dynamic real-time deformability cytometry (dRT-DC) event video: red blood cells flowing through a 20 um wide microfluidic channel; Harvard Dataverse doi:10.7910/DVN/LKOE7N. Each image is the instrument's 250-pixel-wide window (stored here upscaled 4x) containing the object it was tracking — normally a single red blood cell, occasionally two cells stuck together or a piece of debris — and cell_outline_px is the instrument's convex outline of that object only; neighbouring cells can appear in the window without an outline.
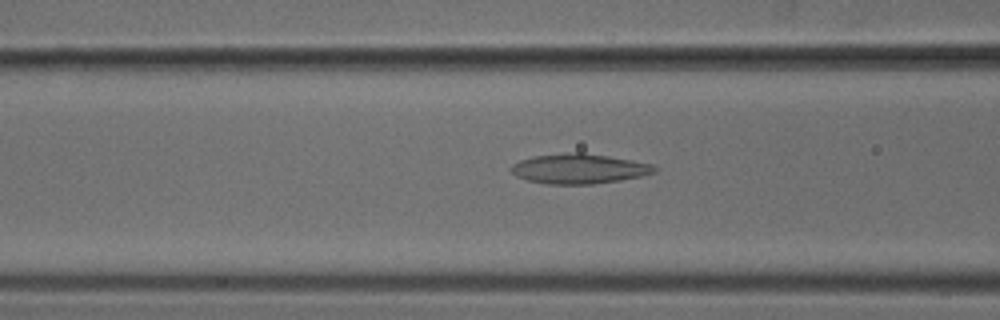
{"species": "common noctule bat (a hibernating species)", "species_latin": "Nyctalus noctula", "temperature_condition": "cold", "stored_images_in_passage": 51, "camera_frame_rate_fps": 3000, "um_per_image_px": 0.085, "animal": {"sex": "male", "body_mass_g": 18.8}, "frame": {"image": 1, "passage_image": 20, "time_ms": 6.333, "image_size_px": [1000, 320], "cell_outline_px": [[656, 172], [640, 176], [620, 180], [592, 184], [548, 184], [528, 180], [516, 176], [512, 172], [512, 164], [520, 160], [532, 156], [576, 152], [584, 152], [632, 160], [652, 164], [656, 168]], "centroid_in_image_um": [49.22, 14.34], "position_along_channel_um": 117.4, "area_um2": 24.8}}
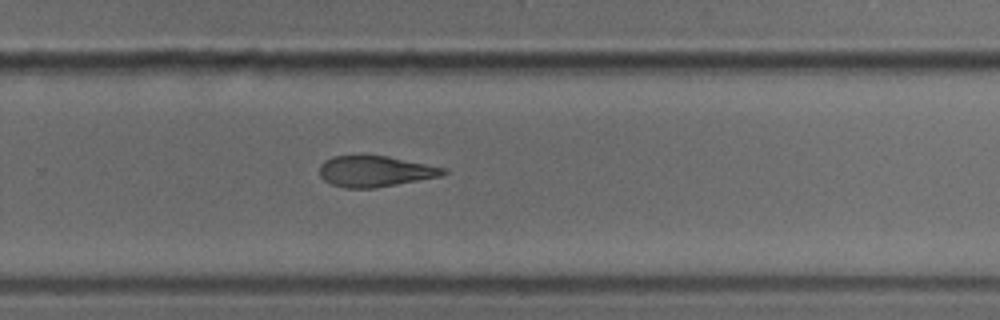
{"frame": {"image": 2, "passage_image": 34, "time_ms": 11.0, "image_size_px": [1000, 320], "cell_outline_px": [[448, 172], [440, 176], [376, 188], [344, 188], [332, 184], [324, 180], [320, 176], [320, 164], [324, 160], [332, 156], [388, 156], [448, 168]], "centroid_in_image_um": [31.89, 14.56], "position_along_channel_um": 297.9, "area_um2": 22.31}}
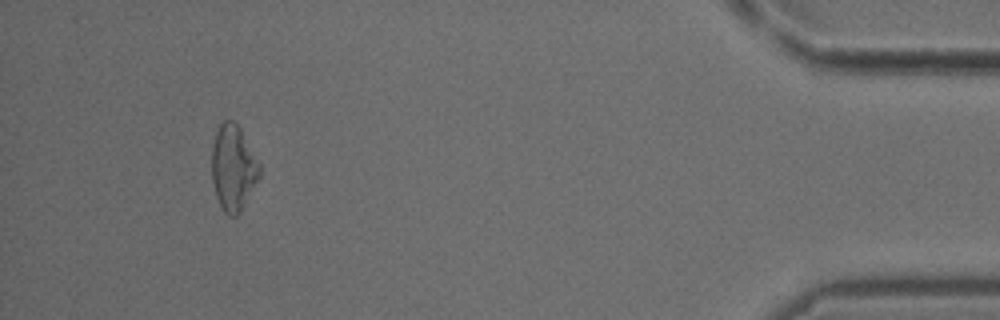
{"frame": {"image": 3, "passage_image": 48, "time_ms": 15.667, "image_size_px": [1000, 320], "cell_outline_px": [[260, 176], [240, 212], [236, 216], [228, 216], [224, 212], [216, 196], [212, 180], [212, 144], [216, 132], [220, 124], [224, 120], [232, 120], [240, 128], [260, 164]], "centroid_in_image_um": [19.82, 14.27], "position_along_channel_um": 415.4, "area_um2": 23.7}}